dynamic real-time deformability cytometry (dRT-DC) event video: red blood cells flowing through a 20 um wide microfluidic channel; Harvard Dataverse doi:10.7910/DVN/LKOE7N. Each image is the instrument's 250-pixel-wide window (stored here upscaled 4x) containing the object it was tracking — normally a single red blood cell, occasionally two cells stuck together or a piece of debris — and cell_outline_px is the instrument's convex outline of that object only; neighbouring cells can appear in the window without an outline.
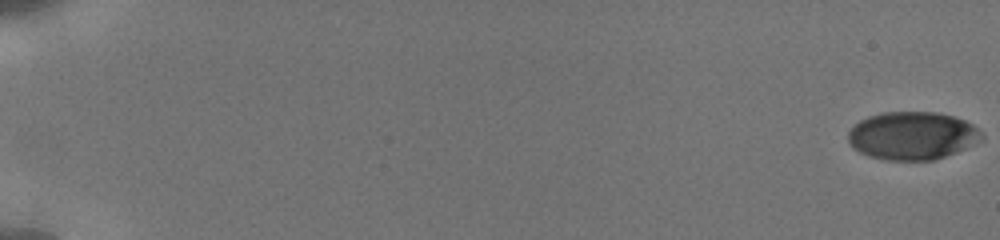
{"species": "human", "species_latin": "Homo sapiens", "temperature_condition": "cold", "stored_images_in_passage": 38, "camera_frame_rate_fps": 3000, "um_per_image_px": 0.085, "donor": {"sex": "male"}, "frame": {"image": 1, "passage_image": 1, "time_ms": 0.0, "image_size_px": [1000, 240], "cell_outline_px": [[984, 140], [956, 152], [932, 160], [884, 160], [868, 156], [852, 148], [848, 140], [848, 132], [860, 120], [868, 116], [884, 112], [936, 112], [952, 116], [964, 120], [972, 124], [984, 132]], "centroid_in_image_um": [77.57, 11.54], "position_along_channel_um": 7.4, "area_um2": 37.51}}
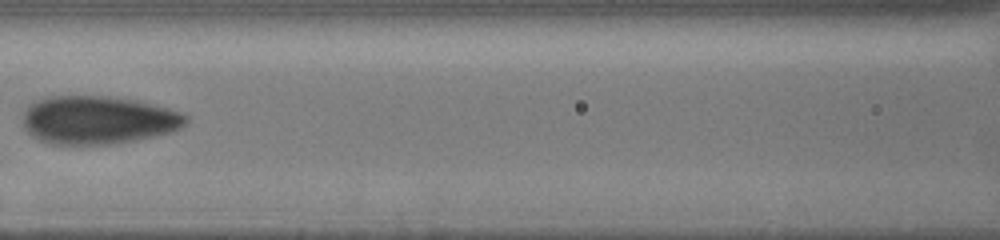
{"frame": {"image": 2, "passage_image": 22, "time_ms": 9.333, "image_size_px": [1000, 240], "cell_outline_px": [[188, 120], [180, 128], [172, 132], [132, 140], [108, 144], [52, 144], [40, 140], [32, 136], [28, 132], [24, 124], [24, 112], [36, 100], [48, 96], [108, 96], [140, 100], [168, 108], [180, 112], [188, 116]], "centroid_in_image_um": [8.36, 10.18], "position_along_channel_um": 158.2, "area_um2": 45.6}}
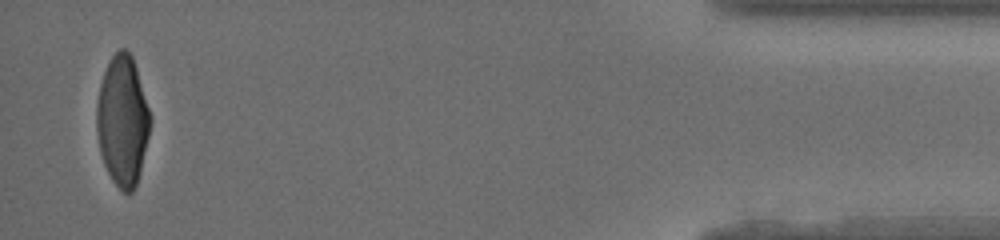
{"frame": {"image": 3, "passage_image": 38, "time_ms": 18.0, "image_size_px": [1000, 240], "cell_outline_px": [[152, 120], [140, 172], [136, 184], [132, 192], [124, 192], [112, 180], [104, 164], [100, 152], [96, 128], [96, 104], [100, 84], [104, 72], [112, 56], [120, 48], [124, 48], [132, 56], [136, 68]], "centroid_in_image_um": [10.41, 10.26], "position_along_channel_um": 424.8, "area_um2": 40.29}, "authors_computed_cell_mechanics": {"area_um2": 42.194, "velocity_mm_per_s": 3.8512, "shape_relaxation_time_tau1_ms": 3.5246, "shape_relaxation_time_tau2_ms": 0.8075, "deformation_change_tau1": 0.1622, "deformation_change_tau2": 0.0544}}